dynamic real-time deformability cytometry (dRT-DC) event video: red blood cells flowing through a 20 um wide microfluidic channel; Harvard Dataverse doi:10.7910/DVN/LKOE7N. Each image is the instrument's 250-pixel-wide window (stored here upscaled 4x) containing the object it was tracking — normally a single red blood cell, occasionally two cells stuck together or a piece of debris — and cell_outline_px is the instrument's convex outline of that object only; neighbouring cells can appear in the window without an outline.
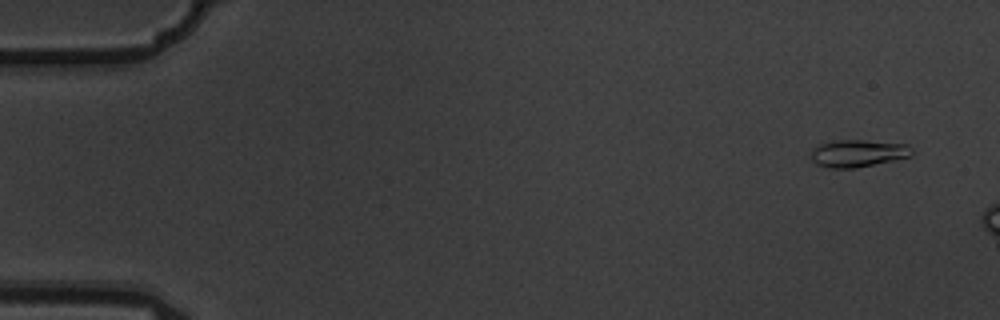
{"species": "common noctule bat (a hibernating species)", "species_latin": "Nyctalus noctula", "temperature_condition": "warm", "stored_images_in_passage": 5, "segment_of_instrument_passage": [2, 2], "camera_frame_rate_fps": 3000, "um_per_image_px": 0.085, "animal": {"sex": "male", "body_mass_g": 19.5, "forearm_length_mm": 54.6}, "frame": {"image": 1, "passage_image": 5, "time_ms": 1.333, "image_size_px": [1000, 320], "cell_outline_px": [[912, 156], [856, 168], [828, 168], [816, 164], [808, 156], [820, 144], [836, 140], [860, 140], [908, 144], [912, 148]], "centroid_in_image_um": [72.92, 13.04], "position_along_channel_um": 12.1, "area_um2": 16.01}}